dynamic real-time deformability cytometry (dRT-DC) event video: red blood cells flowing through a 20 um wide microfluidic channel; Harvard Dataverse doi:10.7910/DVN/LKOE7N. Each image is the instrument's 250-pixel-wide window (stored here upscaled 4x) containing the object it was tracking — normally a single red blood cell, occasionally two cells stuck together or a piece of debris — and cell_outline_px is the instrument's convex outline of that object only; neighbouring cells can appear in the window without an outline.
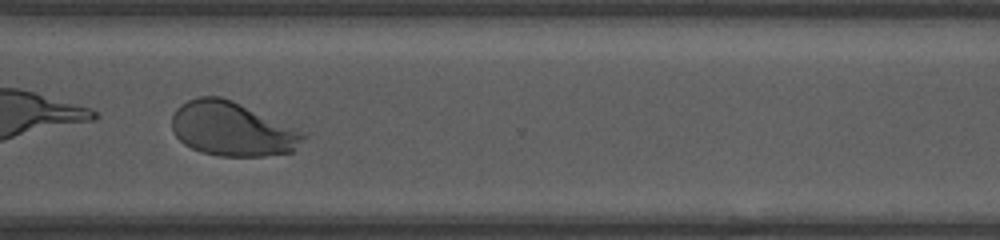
{"species": "human", "species_latin": "Homo sapiens", "temperature_condition": "room temperature", "stored_images_in_passage": 62, "camera_frame_rate_fps": 3000, "um_per_image_px": 0.085, "donor": {"sex": "female"}, "frame": {"image": 1, "passage_image": 44, "time_ms": 9.667, "image_size_px": [1000, 240], "cell_outline_px": [[308, 136], [292, 152], [264, 156], [220, 156], [200, 152], [184, 144], [176, 136], [172, 128], [172, 116], [176, 108], [180, 104], [196, 96], [220, 96], [232, 100], [292, 128]], "centroid_in_image_um": [19.67, 10.97], "position_along_channel_um": 350.9, "area_um2": 40.98}, "authors_computed_cell_mechanics": {"area_um2": 41.0669, "velocity_mm_per_s": 3.7545, "shape_relaxation_time_tau1_ms": 1.1964, "shape_relaxation_time_tau2_ms": null, "deformation_change_tau1": 0.314, "deformation_change_tau2": null}}